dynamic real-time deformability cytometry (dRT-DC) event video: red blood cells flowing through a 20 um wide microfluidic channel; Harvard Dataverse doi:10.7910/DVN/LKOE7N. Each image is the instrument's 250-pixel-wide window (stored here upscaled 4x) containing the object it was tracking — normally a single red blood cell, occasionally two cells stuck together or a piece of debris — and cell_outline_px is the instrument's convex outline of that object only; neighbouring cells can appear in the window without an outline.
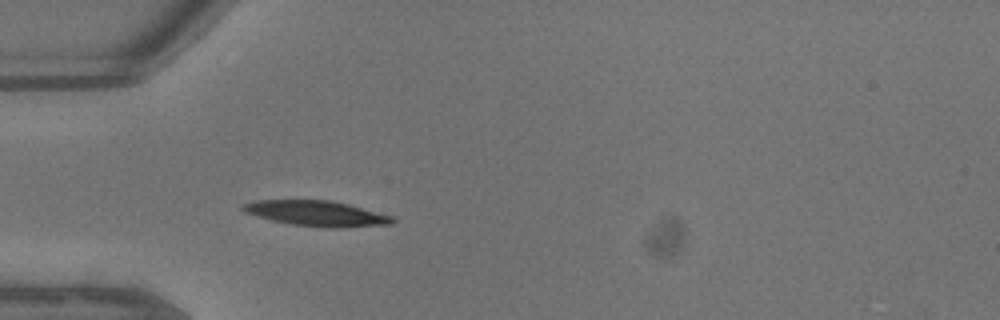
{"species": "common noctule bat (a hibernating species)", "species_latin": "Nyctalus noctula", "temperature_condition": "warm", "stored_images_in_passage": 32, "camera_frame_rate_fps": 3000, "um_per_image_px": 0.085, "animal": {"sex": "male", "body_mass_g": 13.3}, "frame": {"image": 1, "passage_image": 1, "time_ms": 0.0, "image_size_px": [1000, 320], "cell_outline_px": [[396, 220], [392, 224], [340, 228], [332, 228], [292, 224], [272, 220], [244, 212], [240, 208], [244, 204], [256, 200], [332, 200], [348, 204], [392, 216]], "centroid_in_image_um": [26.93, 18.14], "position_along_channel_um": 58.1, "area_um2": 21.96}}
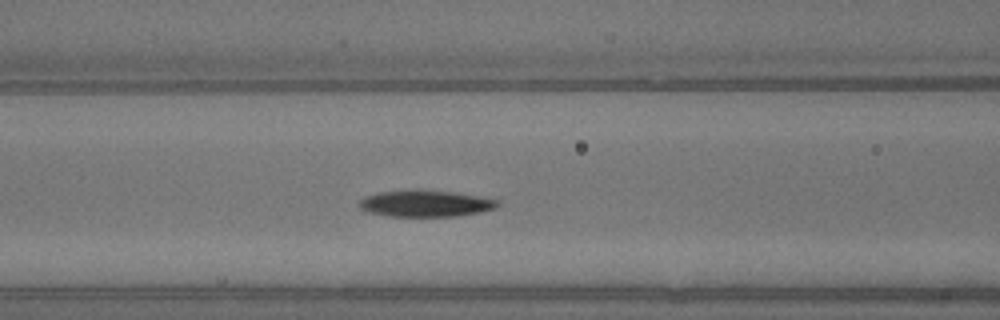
{"frame": {"image": 2, "passage_image": 6, "time_ms": 1.667, "image_size_px": [1000, 320], "cell_outline_px": [[500, 204], [496, 208], [480, 212], [456, 216], [388, 216], [368, 212], [360, 208], [356, 204], [364, 196], [380, 192], [412, 188], [420, 188], [452, 192], [480, 196], [500, 200]], "centroid_in_image_um": [36.15, 17.27], "position_along_channel_um": 130.5, "area_um2": 21.91}}
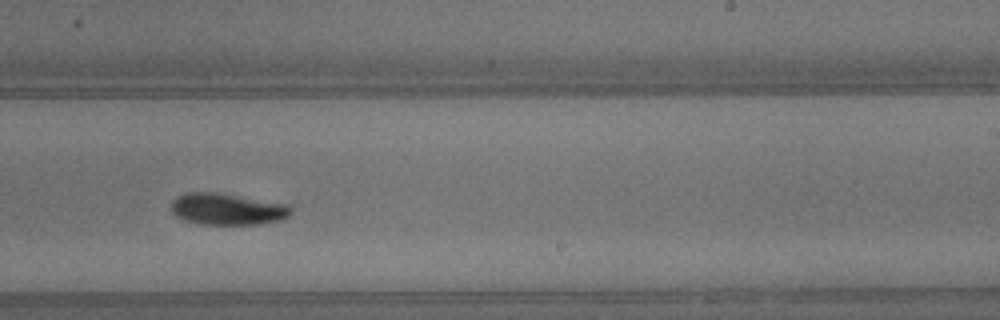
{"frame": {"image": 3, "passage_image": 15, "time_ms": 4.667, "image_size_px": [1000, 320], "cell_outline_px": [[292, 212], [288, 216], [280, 220], [256, 224], [196, 224], [184, 220], [176, 216], [172, 212], [172, 200], [184, 192], [216, 192], [292, 204]], "centroid_in_image_um": [19.34, 17.76], "position_along_channel_um": 269.7, "area_um2": 22.31}, "authors_computed_cell_mechanics": {"area_um2": 21.7617, "velocity_mm_per_s": 4.6556, "shape_relaxation_time_tau1_ms": 3.1819, "shape_relaxation_time_tau2_ms": 6.8301, "deformation_change_tau1": 0.1554, "deformation_change_tau2": 0.1215}}